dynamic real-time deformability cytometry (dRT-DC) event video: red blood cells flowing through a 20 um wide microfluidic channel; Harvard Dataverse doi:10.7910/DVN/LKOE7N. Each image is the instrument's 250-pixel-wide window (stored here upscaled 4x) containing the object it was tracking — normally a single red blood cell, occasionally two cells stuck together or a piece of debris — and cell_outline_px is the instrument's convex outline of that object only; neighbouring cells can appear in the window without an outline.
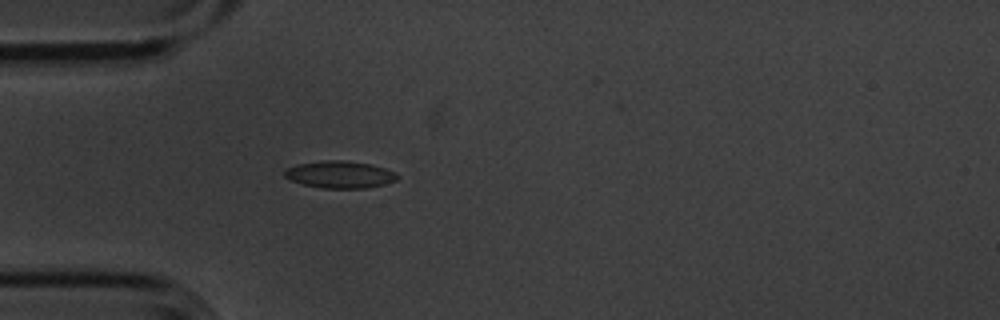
{"species": "common noctule bat (a hibernating species)", "species_latin": "Nyctalus noctula", "temperature_condition": "cold", "stored_images_in_passage": 4, "camera_frame_rate_fps": 3000, "um_per_image_px": 0.085, "animal": {"sex": "male", "body_mass_g": 20.1, "forearm_length_mm": 53.5}, "frame": {"image": 1, "passage_image": 4, "time_ms": 1.0, "image_size_px": [1000, 320], "cell_outline_px": [[400, 176], [396, 180], [384, 184], [364, 188], [324, 188], [304, 184], [292, 180], [284, 176], [284, 168], [296, 164], [324, 160], [344, 160], [368, 164], [384, 168], [396, 172]], "centroid_in_image_um": [28.87, 14.82], "position_along_channel_um": 56.1, "area_um2": 17.74}}